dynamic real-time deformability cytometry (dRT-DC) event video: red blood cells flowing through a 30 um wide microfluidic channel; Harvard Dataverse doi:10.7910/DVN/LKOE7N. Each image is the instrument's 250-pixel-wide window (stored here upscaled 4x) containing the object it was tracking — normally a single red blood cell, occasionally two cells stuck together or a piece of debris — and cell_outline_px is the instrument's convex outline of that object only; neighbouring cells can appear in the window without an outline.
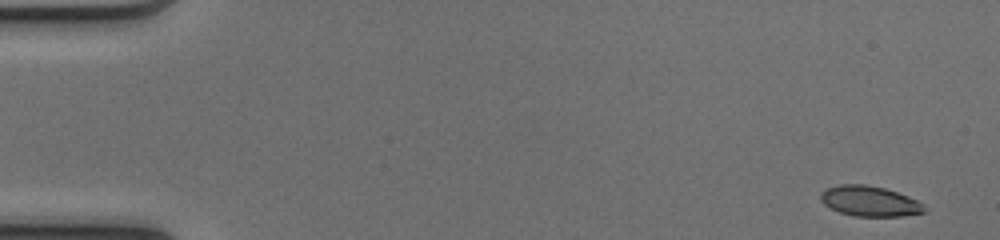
{"species": "common noctule bat (a hibernating species)", "species_latin": "Nyctalus noctula", "temperature_condition": "cold", "stored_images_in_passage": 49, "camera_frame_rate_fps": 3000, "um_per_image_px": 0.085, "animal": {"sex": "female", "body_mass_g": 17.0, "forearm_length_mm": 48.0}, "frame": {"image": 1, "passage_image": 1, "time_ms": 0.0, "image_size_px": [1000, 240], "cell_outline_px": [[928, 212], [900, 216], [852, 216], [840, 212], [824, 204], [820, 200], [820, 192], [824, 188], [840, 184], [864, 184], [884, 188], [908, 196], [924, 204]], "centroid_in_image_um": [73.91, 17.09], "position_along_channel_um": 11.1, "area_um2": 18.44}}
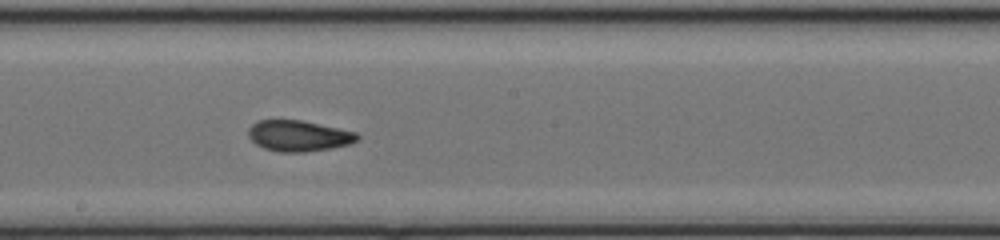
{"frame": {"image": 2, "passage_image": 27, "time_ms": 8.667, "image_size_px": [1000, 240], "cell_outline_px": [[360, 140], [348, 144], [332, 148], [304, 152], [280, 152], [264, 148], [256, 144], [248, 136], [248, 128], [256, 120], [300, 120], [356, 132], [360, 136]], "centroid_in_image_um": [25.37, 11.55], "position_along_channel_um": 222.8, "area_um2": 19.59}}
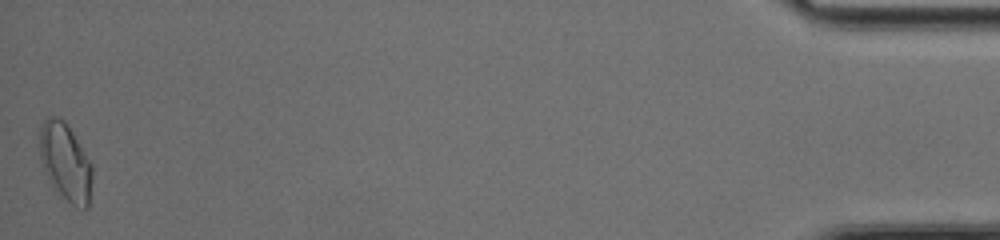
{"frame": {"image": 3, "passage_image": 49, "time_ms": 16.0, "image_size_px": [1000, 240], "cell_outline_px": [[92, 176], [88, 208], [76, 208], [48, 180], [40, 160], [40, 124], [48, 116], [60, 116], [64, 120], [72, 132], [92, 164]], "centroid_in_image_um": [5.55, 13.73], "position_along_channel_um": 429.6, "area_um2": 23.58}, "authors_computed_cell_mechanics": {"area_um2": 19.4208, "velocity_mm_per_s": 4.1266, "shape_relaxation_time_tau1_ms": null, "shape_relaxation_time_tau2_ms": 1.398, "deformation_change_tau1": null, "deformation_change_tau2": 0.0486}}